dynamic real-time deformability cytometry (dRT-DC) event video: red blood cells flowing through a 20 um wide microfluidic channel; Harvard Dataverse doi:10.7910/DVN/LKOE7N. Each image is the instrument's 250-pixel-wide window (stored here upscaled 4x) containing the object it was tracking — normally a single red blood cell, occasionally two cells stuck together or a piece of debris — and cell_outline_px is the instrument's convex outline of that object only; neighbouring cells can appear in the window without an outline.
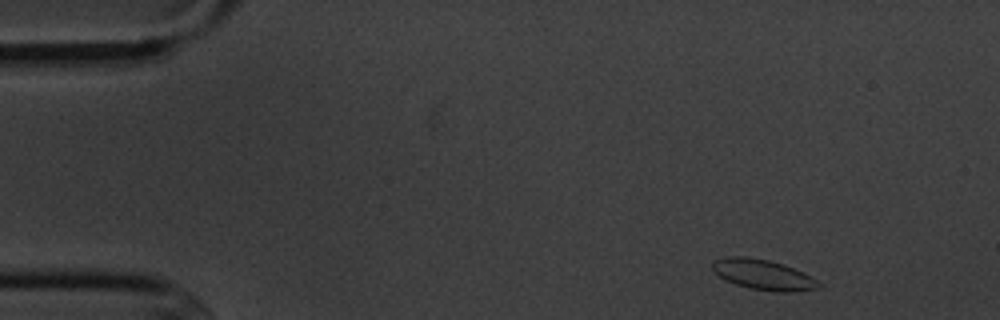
{"species": "common noctule bat (a hibernating species)", "species_latin": "Nyctalus noctula", "temperature_condition": "cold", "stored_images_in_passage": 4, "camera_frame_rate_fps": 3000, "um_per_image_px": 0.085, "animal": {"sex": "male", "body_mass_g": 20.1, "forearm_length_mm": 53.5}, "frame": {"image": 1, "passage_image": 1, "time_ms": 0.0, "image_size_px": [1000, 320], "cell_outline_px": [[820, 288], [792, 292], [776, 292], [752, 288], [736, 284], [724, 280], [712, 268], [712, 260], [724, 256], [748, 256], [768, 260], [784, 264], [816, 280], [820, 284]], "centroid_in_image_um": [64.81, 23.33], "position_along_channel_um": 20.2, "area_um2": 18.61}}